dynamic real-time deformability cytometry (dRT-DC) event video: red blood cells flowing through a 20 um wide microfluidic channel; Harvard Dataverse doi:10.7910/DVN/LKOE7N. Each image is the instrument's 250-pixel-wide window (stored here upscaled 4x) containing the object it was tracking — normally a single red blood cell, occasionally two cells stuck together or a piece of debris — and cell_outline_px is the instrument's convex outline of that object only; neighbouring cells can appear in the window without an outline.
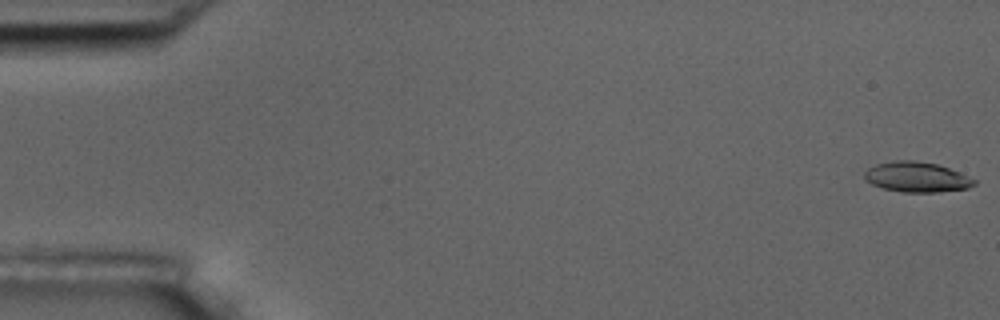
{"species": "common noctule bat (a hibernating species)", "species_latin": "Nyctalus noctula", "temperature_condition": "room temperature", "stored_images_in_passage": 56, "camera_frame_rate_fps": 3000, "um_per_image_px": 0.085, "animal": {"sex": "male", "body_mass_g": 17.5, "forearm_length_mm": 52.3}, "frame": {"image": 1, "passage_image": 1, "time_ms": 0.0, "image_size_px": [1000, 320], "cell_outline_px": [[976, 184], [968, 188], [936, 192], [900, 192], [884, 188], [872, 184], [864, 180], [864, 172], [868, 168], [876, 164], [892, 160], [916, 160], [936, 164], [960, 172], [976, 180]], "centroid_in_image_um": [77.9, 15.04], "position_along_channel_um": 7.1, "area_um2": 19.36}}
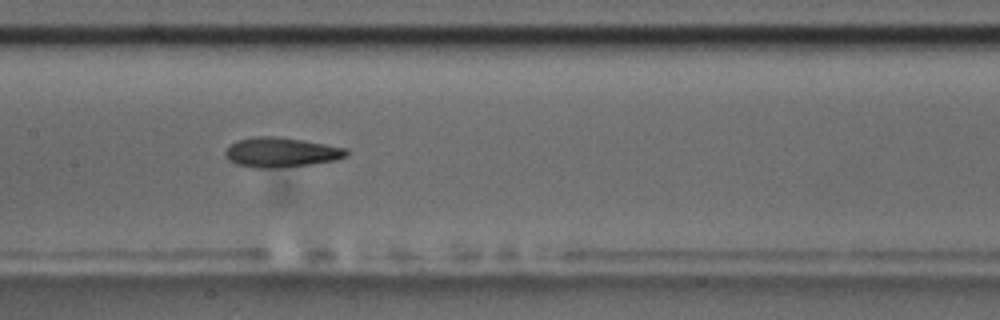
{"frame": {"image": 2, "passage_image": 28, "time_ms": 9.0, "image_size_px": [1000, 320], "cell_outline_px": [[348, 152], [344, 156], [336, 160], [312, 164], [272, 168], [256, 168], [236, 164], [228, 160], [224, 152], [228, 144], [236, 140], [256, 136], [280, 136], [304, 140], [348, 148]], "centroid_in_image_um": [23.85, 12.93], "position_along_channel_um": 183.5, "area_um2": 21.21}}
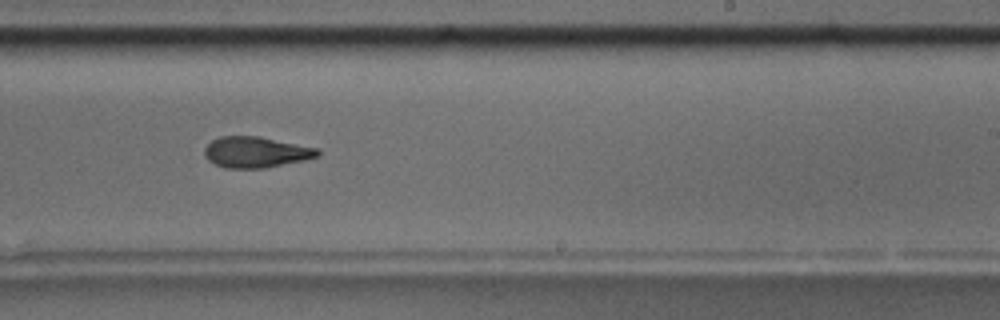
{"frame": {"image": 3, "passage_image": 35, "time_ms": 11.333, "image_size_px": [1000, 320], "cell_outline_px": [[320, 152], [316, 156], [304, 160], [264, 168], [224, 168], [208, 160], [204, 156], [204, 148], [212, 140], [220, 136], [260, 136], [320, 148]], "centroid_in_image_um": [21.74, 12.92], "position_along_channel_um": 267.3, "area_um2": 20.46}, "authors_computed_cell_mechanics": {"area_um2": 20.4323, "velocity_mm_per_s": 3.6049, "shape_relaxation_time_tau1_ms": 7.0552, "shape_relaxation_time_tau2_ms": 1.7455, "deformation_change_tau1": 0.224, "deformation_change_tau2": 0.0992}}